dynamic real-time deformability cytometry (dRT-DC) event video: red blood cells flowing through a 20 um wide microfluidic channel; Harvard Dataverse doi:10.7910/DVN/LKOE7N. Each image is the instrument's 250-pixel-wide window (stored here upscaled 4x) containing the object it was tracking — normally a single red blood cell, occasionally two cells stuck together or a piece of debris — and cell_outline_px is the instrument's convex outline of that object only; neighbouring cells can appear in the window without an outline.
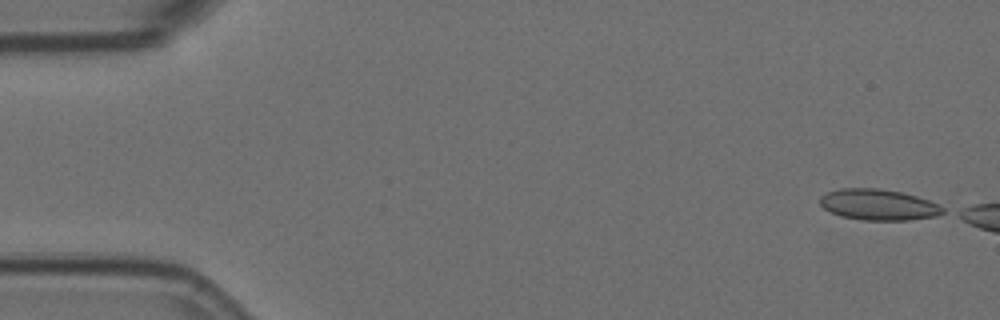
{"species": "Egyptian fruit bat (a non-hibernating species)", "species_latin": "Rousettus aegyptiacus", "temperature_condition": "room temperature", "stored_images_in_passage": 11, "camera_frame_rate_fps": 3000, "um_per_image_px": 0.085, "animal": {"sex": "female"}, "frame": {"image": 1, "passage_image": 1, "time_ms": 0.0, "image_size_px": [1000, 320], "cell_outline_px": [[944, 212], [936, 216], [908, 220], [864, 220], [840, 216], [824, 208], [820, 204], [820, 196], [828, 192], [840, 188], [880, 188], [900, 192], [916, 196], [928, 200], [944, 208]], "centroid_in_image_um": [74.65, 17.4], "position_along_channel_um": 10.4, "area_um2": 22.02}}